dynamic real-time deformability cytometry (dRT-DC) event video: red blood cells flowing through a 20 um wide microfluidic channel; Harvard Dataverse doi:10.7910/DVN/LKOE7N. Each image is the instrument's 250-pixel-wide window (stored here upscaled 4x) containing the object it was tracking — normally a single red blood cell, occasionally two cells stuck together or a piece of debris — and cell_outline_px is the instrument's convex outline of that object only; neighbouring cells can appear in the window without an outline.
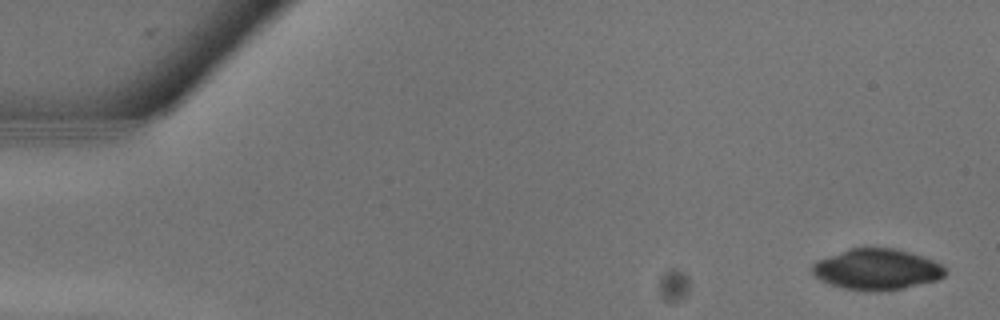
{"species": "common noctule bat (a hibernating species)", "species_latin": "Nyctalus noctula", "temperature_condition": "warm", "stored_images_in_passage": 10, "camera_frame_rate_fps": 3000, "um_per_image_px": 0.085, "animal": {"sex": "male", "body_mass_g": 13.3}, "frame": {"image": 1, "passage_image": 1, "time_ms": 0.0, "image_size_px": [1000, 320], "cell_outline_px": [[948, 272], [944, 276], [936, 280], [900, 288], [880, 292], [872, 292], [844, 288], [828, 284], [820, 280], [812, 272], [812, 264], [816, 260], [848, 248], [892, 248], [908, 252], [932, 260], [940, 264]], "centroid_in_image_um": [74.47, 22.9], "position_along_channel_um": 10.5, "area_um2": 31.56}}
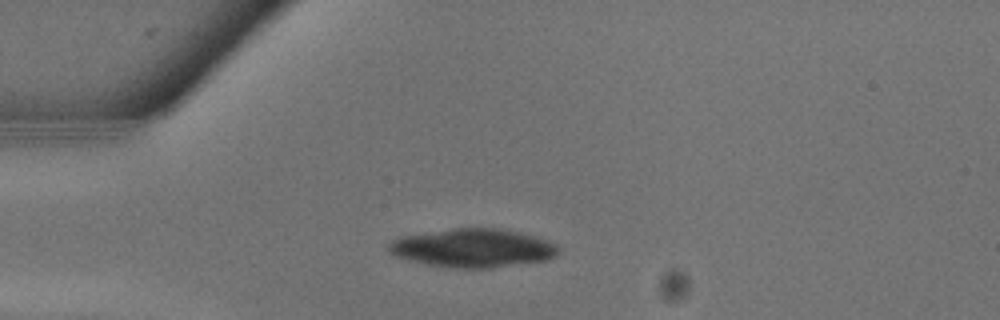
{"frame": {"image": 2, "passage_image": 7, "time_ms": 2.0, "image_size_px": [1000, 320], "cell_outline_px": [[556, 256], [548, 260], [492, 268], [448, 268], [408, 260], [392, 256], [384, 248], [392, 240], [400, 236], [456, 228], [500, 228], [536, 236], [548, 240], [556, 244]], "centroid_in_image_um": [40.14, 21.09], "position_along_channel_um": 44.9, "area_um2": 38.44}}